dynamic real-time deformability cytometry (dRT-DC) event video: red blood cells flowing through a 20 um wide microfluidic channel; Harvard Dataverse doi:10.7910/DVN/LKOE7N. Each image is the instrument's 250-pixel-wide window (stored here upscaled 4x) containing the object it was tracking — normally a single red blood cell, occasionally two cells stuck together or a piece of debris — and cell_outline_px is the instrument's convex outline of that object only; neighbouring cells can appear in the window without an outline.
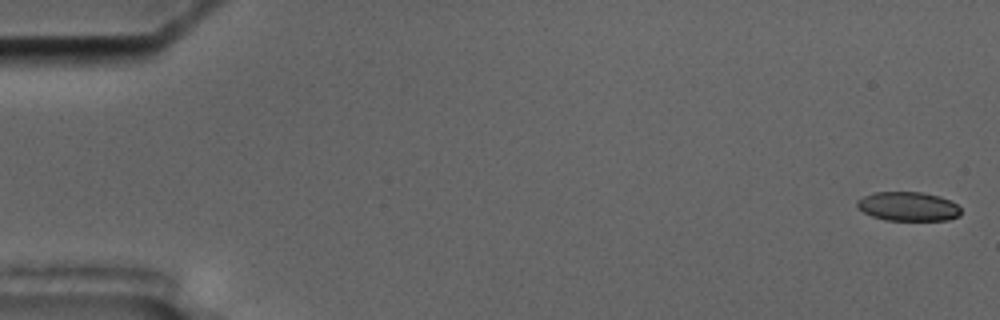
{"species": "common noctule bat (a hibernating species)", "species_latin": "Nyctalus noctula", "temperature_condition": "cold", "stored_images_in_passage": 5, "camera_frame_rate_fps": 3000, "um_per_image_px": 0.085, "animal": {"sex": "male", "body_mass_g": 17.5, "forearm_length_mm": 52.3}, "frame": {"image": 1, "passage_image": 1, "time_ms": 0.0, "image_size_px": [1000, 320], "cell_outline_px": [[960, 216], [948, 220], [884, 220], [872, 216], [864, 212], [856, 204], [856, 200], [864, 196], [876, 192], [920, 192], [940, 196], [956, 204], [960, 208]], "centroid_in_image_um": [77.19, 17.55], "position_along_channel_um": 7.8, "area_um2": 17.51}}